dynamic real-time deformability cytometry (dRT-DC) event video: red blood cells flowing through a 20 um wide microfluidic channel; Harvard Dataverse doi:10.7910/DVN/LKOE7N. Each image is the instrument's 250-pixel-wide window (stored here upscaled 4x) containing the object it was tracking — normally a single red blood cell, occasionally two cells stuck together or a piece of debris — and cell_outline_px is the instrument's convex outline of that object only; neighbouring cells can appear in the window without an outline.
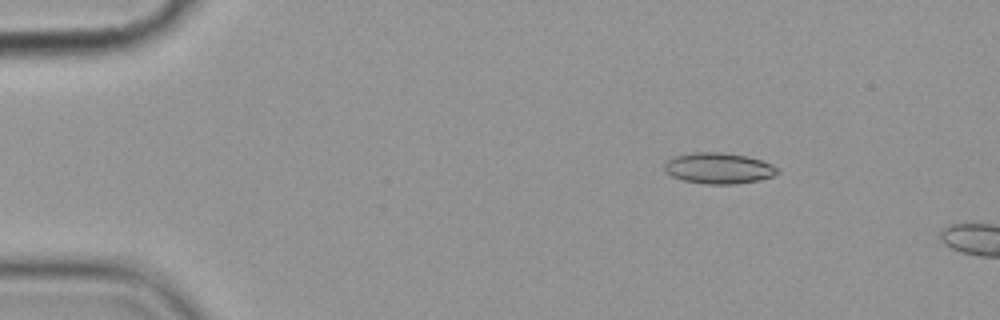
{"species": "common noctule bat (a hibernating species)", "species_latin": "Nyctalus noctula", "temperature_condition": "cold", "stored_images_in_passage": 4, "camera_frame_rate_fps": 3000, "um_per_image_px": 0.085, "animal": {"sex": "female", "body_mass_g": 19.9}, "frame": {"image": 1, "passage_image": 2, "time_ms": 1.0, "image_size_px": [1000, 320], "cell_outline_px": [[780, 172], [772, 176], [760, 180], [732, 184], [708, 184], [684, 180], [672, 176], [664, 172], [664, 164], [668, 160], [676, 156], [692, 152], [720, 152], [748, 156], [772, 164], [780, 168]], "centroid_in_image_um": [61.1, 14.29], "position_along_channel_um": 23.9, "area_um2": 20.4}}